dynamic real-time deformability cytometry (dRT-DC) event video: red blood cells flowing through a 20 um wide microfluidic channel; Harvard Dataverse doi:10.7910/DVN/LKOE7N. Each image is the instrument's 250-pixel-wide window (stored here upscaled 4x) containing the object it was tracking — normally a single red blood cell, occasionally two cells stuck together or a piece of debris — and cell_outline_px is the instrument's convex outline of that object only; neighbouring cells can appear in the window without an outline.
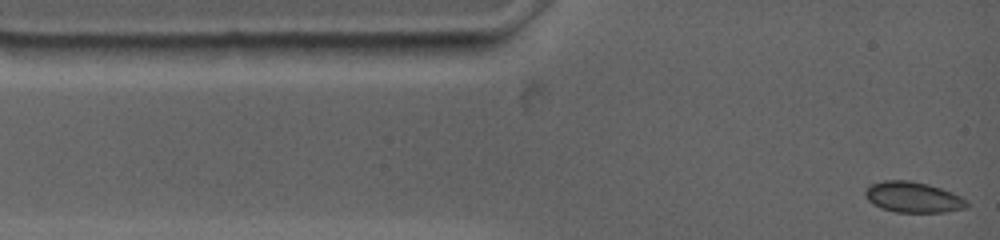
{"species": "common noctule bat (a hibernating species)", "species_latin": "Nyctalus noctula", "temperature_condition": "warm", "stored_images_in_passage": 12, "camera_frame_rate_fps": 4500, "um_per_image_px": 0.085, "animal": {"sex": "female", "body_mass_g": 19.0, "forearm_length_mm": 53.3}, "frame": {"image": 1, "passage_image": 1, "time_ms": 0.0, "image_size_px": [1000, 240], "cell_outline_px": [[968, 204], [964, 208], [948, 212], [896, 212], [880, 208], [872, 204], [868, 200], [864, 192], [872, 184], [884, 180], [908, 180], [928, 184], [940, 188], [960, 196]], "centroid_in_image_um": [77.58, 16.77], "position_along_channel_um": 7.4, "area_um2": 17.98}}